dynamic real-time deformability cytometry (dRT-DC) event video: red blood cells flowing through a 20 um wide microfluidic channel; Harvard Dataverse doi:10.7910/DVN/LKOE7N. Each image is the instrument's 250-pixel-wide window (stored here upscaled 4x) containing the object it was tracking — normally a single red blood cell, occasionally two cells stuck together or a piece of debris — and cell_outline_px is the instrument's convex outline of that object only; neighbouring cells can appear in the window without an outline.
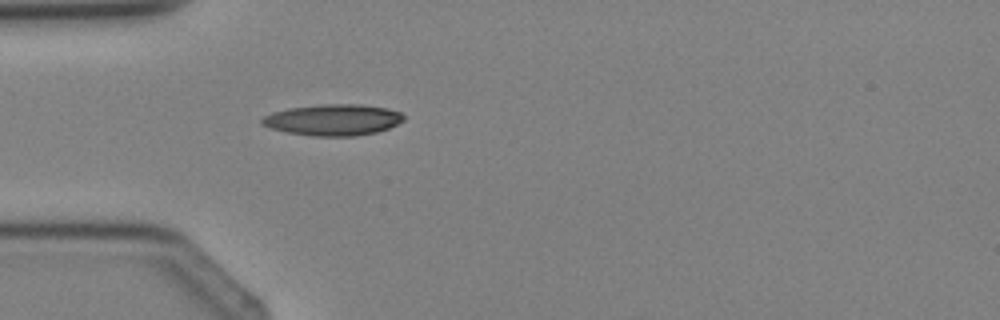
{"species": "Egyptian fruit bat (a non-hibernating species)", "species_latin": "Rousettus aegyptiacus", "temperature_condition": "cold", "stored_images_in_passage": 1, "camera_frame_rate_fps": 3000, "um_per_image_px": 0.085, "animal": {"sex": "female"}, "frame": {"image": 1, "passage_image": 1, "time_ms": 0.0, "image_size_px": [1000, 320], "cell_outline_px": [[404, 120], [388, 128], [376, 132], [352, 136], [312, 136], [288, 132], [268, 128], [260, 124], [260, 120], [264, 116], [272, 112], [288, 108], [324, 104], [360, 104], [388, 108], [400, 112], [404, 116]], "centroid_in_image_um": [28.28, 10.18], "position_along_channel_um": 56.7, "area_um2": 25.84}}